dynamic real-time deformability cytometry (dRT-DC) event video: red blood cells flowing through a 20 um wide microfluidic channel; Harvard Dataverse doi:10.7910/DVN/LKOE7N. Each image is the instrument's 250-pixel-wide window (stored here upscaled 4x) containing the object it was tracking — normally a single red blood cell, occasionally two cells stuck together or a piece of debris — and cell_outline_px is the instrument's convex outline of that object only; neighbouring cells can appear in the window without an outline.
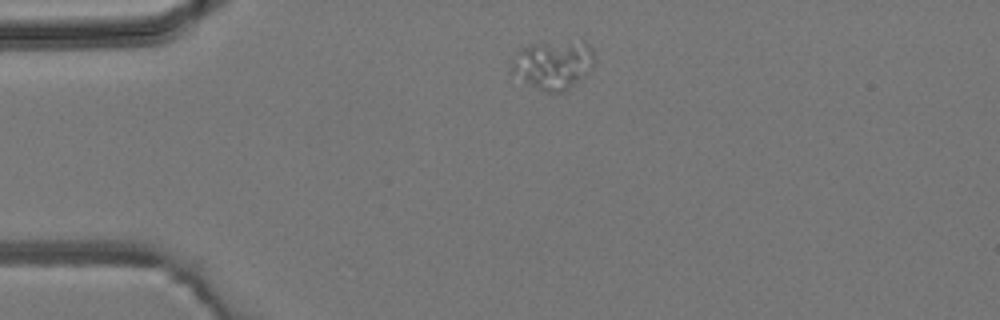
{"species": "common noctule bat (a hibernating species)", "species_latin": "Nyctalus noctula", "temperature_condition": "room temperature", "stored_images_in_passage": 2, "camera_frame_rate_fps": 3000, "um_per_image_px": 0.085, "animal": {"sex": "male", "body_mass_g": 19.2, "forearm_length_mm": 51.8}, "frame": {"image": 1, "passage_image": 1, "time_ms": 0.0, "image_size_px": [1000, 320], "cell_outline_px": [[596, 56], [592, 68], [568, 92], [544, 92], [524, 84], [508, 72], [512, 60], [516, 52], [520, 48], [528, 44], [584, 40], [592, 48]], "centroid_in_image_um": [46.99, 5.52], "position_along_channel_um": 38.0, "area_um2": 24.68}}